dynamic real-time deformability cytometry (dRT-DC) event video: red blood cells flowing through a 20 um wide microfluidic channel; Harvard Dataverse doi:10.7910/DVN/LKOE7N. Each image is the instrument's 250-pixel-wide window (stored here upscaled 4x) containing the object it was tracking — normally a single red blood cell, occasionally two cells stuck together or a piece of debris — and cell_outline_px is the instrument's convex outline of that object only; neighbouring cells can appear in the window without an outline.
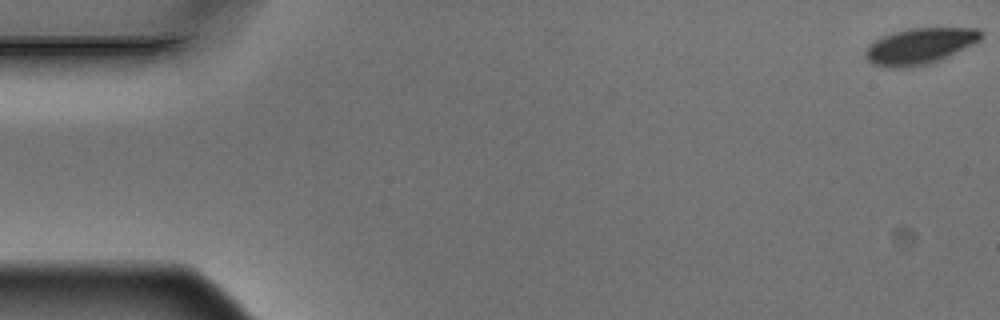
{"species": "Egyptian fruit bat (a non-hibernating species)", "species_latin": "Rousettus aegyptiacus", "temperature_condition": "warm", "stored_images_in_passage": 6, "camera_frame_rate_fps": 3000, "um_per_image_px": 0.085, "animal": {"sex": "male"}, "frame": {"image": 1, "passage_image": 1, "time_ms": 0.0, "image_size_px": [1000, 320], "cell_outline_px": [[984, 32], [980, 40], [948, 56], [928, 64], [900, 68], [888, 68], [872, 64], [864, 56], [864, 52], [868, 44], [892, 32], [908, 28], [980, 28]], "centroid_in_image_um": [78.15, 3.91], "position_along_channel_um": 6.8, "area_um2": 24.28}}
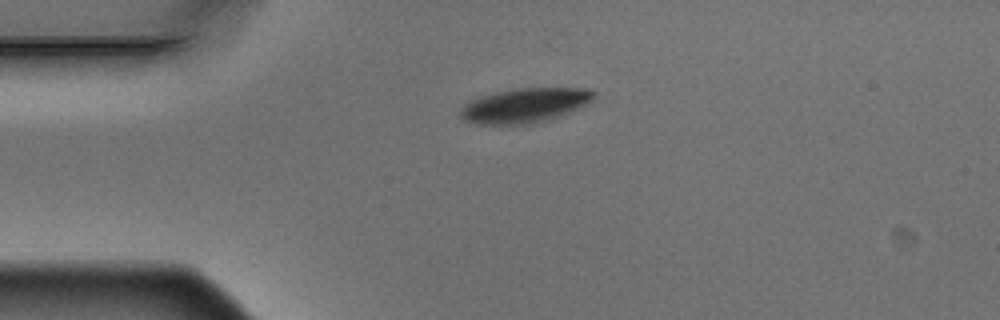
{"frame": {"image": 2, "passage_image": 4, "time_ms": 1.0, "image_size_px": [1000, 320], "cell_outline_px": [[596, 96], [588, 104], [556, 116], [544, 120], [528, 124], [476, 124], [464, 120], [460, 116], [460, 108], [468, 100], [480, 96], [496, 92], [520, 88], [588, 88], [596, 92]], "centroid_in_image_um": [44.58, 8.94], "position_along_channel_um": 40.4, "area_um2": 26.7}}
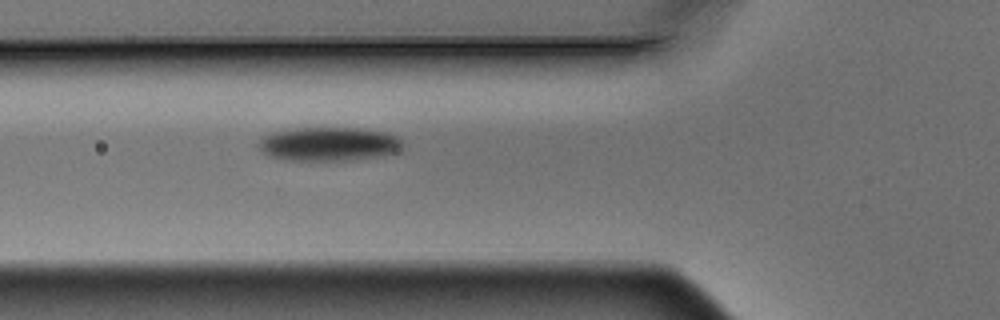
{"frame": {"image": 3, "passage_image": 6, "time_ms": 1.667, "image_size_px": [1000, 320], "cell_outline_px": [[400, 152], [376, 156], [344, 160], [292, 160], [268, 156], [256, 144], [264, 136], [272, 132], [292, 128], [360, 128], [384, 132], [396, 136], [400, 140]], "centroid_in_image_um": [27.91, 12.23], "position_along_channel_um": 97.9, "area_um2": 28.09}}